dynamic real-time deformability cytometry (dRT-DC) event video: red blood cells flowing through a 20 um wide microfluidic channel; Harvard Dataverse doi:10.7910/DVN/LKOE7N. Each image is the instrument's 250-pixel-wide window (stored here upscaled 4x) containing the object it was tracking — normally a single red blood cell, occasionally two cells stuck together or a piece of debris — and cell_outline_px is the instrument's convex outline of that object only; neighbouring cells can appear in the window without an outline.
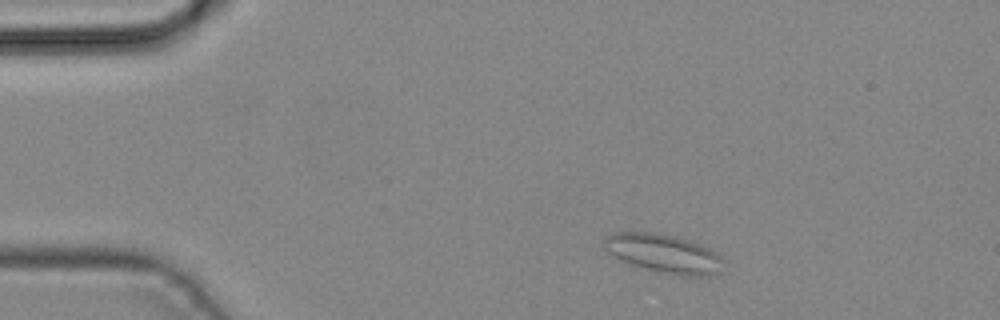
{"species": "common noctule bat (a hibernating species)", "species_latin": "Nyctalus noctula", "temperature_condition": "cold", "stored_images_in_passage": 3, "camera_frame_rate_fps": 3000, "um_per_image_px": 0.085, "animal": {"sex": "male", "body_mass_g": 19.2, "forearm_length_mm": 51.8}, "frame": {"image": 1, "passage_image": 2, "time_ms": 0.333, "image_size_px": [1000, 320], "cell_outline_px": [[720, 272], [708, 276], [688, 276], [664, 272], [648, 268], [624, 260], [608, 252], [600, 244], [612, 232], [656, 232], [676, 236], [700, 244], [716, 252], [720, 256]], "centroid_in_image_um": [56.4, 21.51], "position_along_channel_um": 28.6, "area_um2": 26.24}}